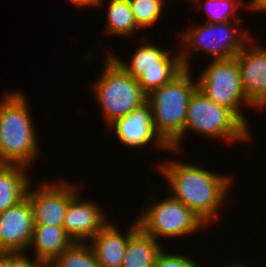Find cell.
Instances as JSON below:
<instances>
[{
  "label": "cell",
  "mask_w": 266,
  "mask_h": 267,
  "mask_svg": "<svg viewBox=\"0 0 266 267\" xmlns=\"http://www.w3.org/2000/svg\"><path fill=\"white\" fill-rule=\"evenodd\" d=\"M158 167L169 182L167 195L190 208L206 225L219 220L218 212L232 185L229 176L175 160L165 161Z\"/></svg>",
  "instance_id": "cell-1"
},
{
  "label": "cell",
  "mask_w": 266,
  "mask_h": 267,
  "mask_svg": "<svg viewBox=\"0 0 266 267\" xmlns=\"http://www.w3.org/2000/svg\"><path fill=\"white\" fill-rule=\"evenodd\" d=\"M27 101L17 91L7 93L0 101V164L30 168L38 157L39 140Z\"/></svg>",
  "instance_id": "cell-2"
},
{
  "label": "cell",
  "mask_w": 266,
  "mask_h": 267,
  "mask_svg": "<svg viewBox=\"0 0 266 267\" xmlns=\"http://www.w3.org/2000/svg\"><path fill=\"white\" fill-rule=\"evenodd\" d=\"M190 72L185 69L173 81L147 95L156 134L170 148L169 151L181 149L188 103L198 88Z\"/></svg>",
  "instance_id": "cell-3"
},
{
  "label": "cell",
  "mask_w": 266,
  "mask_h": 267,
  "mask_svg": "<svg viewBox=\"0 0 266 267\" xmlns=\"http://www.w3.org/2000/svg\"><path fill=\"white\" fill-rule=\"evenodd\" d=\"M105 61L102 74L91 87L101 106L106 125H109L146 102L147 95L138 81L110 54Z\"/></svg>",
  "instance_id": "cell-4"
},
{
  "label": "cell",
  "mask_w": 266,
  "mask_h": 267,
  "mask_svg": "<svg viewBox=\"0 0 266 267\" xmlns=\"http://www.w3.org/2000/svg\"><path fill=\"white\" fill-rule=\"evenodd\" d=\"M249 128L231 109L209 99L200 89L190 97L183 136L190 132L207 138L234 141H248Z\"/></svg>",
  "instance_id": "cell-5"
},
{
  "label": "cell",
  "mask_w": 266,
  "mask_h": 267,
  "mask_svg": "<svg viewBox=\"0 0 266 267\" xmlns=\"http://www.w3.org/2000/svg\"><path fill=\"white\" fill-rule=\"evenodd\" d=\"M205 23V25H197V27L194 25V29L190 28L189 32L186 30L185 35L182 34L180 40L182 43L180 42V44L183 48L180 47L179 51L185 69L190 67L188 52L190 48L195 52L204 49L206 54L214 56L213 60H226L234 58L250 41L248 30L236 29L239 27L238 24L241 25L243 21H236L235 25L231 21Z\"/></svg>",
  "instance_id": "cell-6"
},
{
  "label": "cell",
  "mask_w": 266,
  "mask_h": 267,
  "mask_svg": "<svg viewBox=\"0 0 266 267\" xmlns=\"http://www.w3.org/2000/svg\"><path fill=\"white\" fill-rule=\"evenodd\" d=\"M135 51L128 64L118 56L110 55L138 81L146 95L170 83L185 70L179 51L170 57L167 51L148 42Z\"/></svg>",
  "instance_id": "cell-7"
},
{
  "label": "cell",
  "mask_w": 266,
  "mask_h": 267,
  "mask_svg": "<svg viewBox=\"0 0 266 267\" xmlns=\"http://www.w3.org/2000/svg\"><path fill=\"white\" fill-rule=\"evenodd\" d=\"M198 89L215 103L231 109L248 127V121L241 106L252 105L242 88V80L237 59L213 60L199 75ZM244 103V104H243ZM243 104V105H242Z\"/></svg>",
  "instance_id": "cell-8"
},
{
  "label": "cell",
  "mask_w": 266,
  "mask_h": 267,
  "mask_svg": "<svg viewBox=\"0 0 266 267\" xmlns=\"http://www.w3.org/2000/svg\"><path fill=\"white\" fill-rule=\"evenodd\" d=\"M158 202H152L137 219L139 227L156 241L160 237H181L206 225L190 208L171 195Z\"/></svg>",
  "instance_id": "cell-9"
},
{
  "label": "cell",
  "mask_w": 266,
  "mask_h": 267,
  "mask_svg": "<svg viewBox=\"0 0 266 267\" xmlns=\"http://www.w3.org/2000/svg\"><path fill=\"white\" fill-rule=\"evenodd\" d=\"M56 184L41 183L39 190H32L29 185L26 196L32 206L34 225L63 226L68 204L80 188L61 181Z\"/></svg>",
  "instance_id": "cell-10"
},
{
  "label": "cell",
  "mask_w": 266,
  "mask_h": 267,
  "mask_svg": "<svg viewBox=\"0 0 266 267\" xmlns=\"http://www.w3.org/2000/svg\"><path fill=\"white\" fill-rule=\"evenodd\" d=\"M33 228V210L26 196L16 205L0 212V250L27 253Z\"/></svg>",
  "instance_id": "cell-11"
},
{
  "label": "cell",
  "mask_w": 266,
  "mask_h": 267,
  "mask_svg": "<svg viewBox=\"0 0 266 267\" xmlns=\"http://www.w3.org/2000/svg\"><path fill=\"white\" fill-rule=\"evenodd\" d=\"M108 126L114 129L120 144L125 147L141 148L145 145L148 146L152 141L158 148L170 149L156 134L151 105L148 101L135 108L128 115L115 119Z\"/></svg>",
  "instance_id": "cell-12"
},
{
  "label": "cell",
  "mask_w": 266,
  "mask_h": 267,
  "mask_svg": "<svg viewBox=\"0 0 266 267\" xmlns=\"http://www.w3.org/2000/svg\"><path fill=\"white\" fill-rule=\"evenodd\" d=\"M251 44L247 42L235 58L247 100L253 107L262 109L266 107V48L253 40ZM247 45L250 48L247 49Z\"/></svg>",
  "instance_id": "cell-13"
},
{
  "label": "cell",
  "mask_w": 266,
  "mask_h": 267,
  "mask_svg": "<svg viewBox=\"0 0 266 267\" xmlns=\"http://www.w3.org/2000/svg\"><path fill=\"white\" fill-rule=\"evenodd\" d=\"M81 199L77 193L70 200L63 227L74 242H89L108 221L97 203Z\"/></svg>",
  "instance_id": "cell-14"
},
{
  "label": "cell",
  "mask_w": 266,
  "mask_h": 267,
  "mask_svg": "<svg viewBox=\"0 0 266 267\" xmlns=\"http://www.w3.org/2000/svg\"><path fill=\"white\" fill-rule=\"evenodd\" d=\"M139 228L135 219L126 234L120 232L117 226L108 222L91 240L89 244L94 250L101 267H121L129 237ZM93 242V243H92Z\"/></svg>",
  "instance_id": "cell-15"
},
{
  "label": "cell",
  "mask_w": 266,
  "mask_h": 267,
  "mask_svg": "<svg viewBox=\"0 0 266 267\" xmlns=\"http://www.w3.org/2000/svg\"><path fill=\"white\" fill-rule=\"evenodd\" d=\"M73 243L63 226L34 225L29 249L35 248L36 260L50 264Z\"/></svg>",
  "instance_id": "cell-16"
},
{
  "label": "cell",
  "mask_w": 266,
  "mask_h": 267,
  "mask_svg": "<svg viewBox=\"0 0 266 267\" xmlns=\"http://www.w3.org/2000/svg\"><path fill=\"white\" fill-rule=\"evenodd\" d=\"M27 167L0 164V212L19 203L26 197L30 177Z\"/></svg>",
  "instance_id": "cell-17"
},
{
  "label": "cell",
  "mask_w": 266,
  "mask_h": 267,
  "mask_svg": "<svg viewBox=\"0 0 266 267\" xmlns=\"http://www.w3.org/2000/svg\"><path fill=\"white\" fill-rule=\"evenodd\" d=\"M159 243L139 227L129 237L121 267H154L158 254L163 250Z\"/></svg>",
  "instance_id": "cell-18"
},
{
  "label": "cell",
  "mask_w": 266,
  "mask_h": 267,
  "mask_svg": "<svg viewBox=\"0 0 266 267\" xmlns=\"http://www.w3.org/2000/svg\"><path fill=\"white\" fill-rule=\"evenodd\" d=\"M107 7L106 33L123 37L131 36L140 29L135 22L128 0H110Z\"/></svg>",
  "instance_id": "cell-19"
},
{
  "label": "cell",
  "mask_w": 266,
  "mask_h": 267,
  "mask_svg": "<svg viewBox=\"0 0 266 267\" xmlns=\"http://www.w3.org/2000/svg\"><path fill=\"white\" fill-rule=\"evenodd\" d=\"M49 267H101V265L98 263L91 244L74 242L57 256Z\"/></svg>",
  "instance_id": "cell-20"
},
{
  "label": "cell",
  "mask_w": 266,
  "mask_h": 267,
  "mask_svg": "<svg viewBox=\"0 0 266 267\" xmlns=\"http://www.w3.org/2000/svg\"><path fill=\"white\" fill-rule=\"evenodd\" d=\"M137 26L147 28L160 19L164 0H128Z\"/></svg>",
  "instance_id": "cell-21"
},
{
  "label": "cell",
  "mask_w": 266,
  "mask_h": 267,
  "mask_svg": "<svg viewBox=\"0 0 266 267\" xmlns=\"http://www.w3.org/2000/svg\"><path fill=\"white\" fill-rule=\"evenodd\" d=\"M191 1H193L195 5L197 3L198 4L205 3L204 6L207 8L206 13L208 14L207 16L209 18L206 22L208 23H224L228 21L236 23V21H243L241 17L237 16L236 12L238 9V6L236 5L242 3L240 1L237 3H235L234 0H205V2H203L202 0H191ZM219 8L221 9L219 10ZM231 18L234 19L232 20Z\"/></svg>",
  "instance_id": "cell-22"
},
{
  "label": "cell",
  "mask_w": 266,
  "mask_h": 267,
  "mask_svg": "<svg viewBox=\"0 0 266 267\" xmlns=\"http://www.w3.org/2000/svg\"><path fill=\"white\" fill-rule=\"evenodd\" d=\"M163 250L158 254L154 267H199V263L180 254H170Z\"/></svg>",
  "instance_id": "cell-23"
},
{
  "label": "cell",
  "mask_w": 266,
  "mask_h": 267,
  "mask_svg": "<svg viewBox=\"0 0 266 267\" xmlns=\"http://www.w3.org/2000/svg\"><path fill=\"white\" fill-rule=\"evenodd\" d=\"M24 252H7L6 251V264L5 267H49V264L43 261L30 260ZM35 260V261H34Z\"/></svg>",
  "instance_id": "cell-24"
},
{
  "label": "cell",
  "mask_w": 266,
  "mask_h": 267,
  "mask_svg": "<svg viewBox=\"0 0 266 267\" xmlns=\"http://www.w3.org/2000/svg\"><path fill=\"white\" fill-rule=\"evenodd\" d=\"M248 4H246L245 7L247 11L250 9V11H266V0H250L247 2Z\"/></svg>",
  "instance_id": "cell-25"
},
{
  "label": "cell",
  "mask_w": 266,
  "mask_h": 267,
  "mask_svg": "<svg viewBox=\"0 0 266 267\" xmlns=\"http://www.w3.org/2000/svg\"><path fill=\"white\" fill-rule=\"evenodd\" d=\"M70 3H73L74 5L78 7H100L101 4L104 2L103 0H69Z\"/></svg>",
  "instance_id": "cell-26"
},
{
  "label": "cell",
  "mask_w": 266,
  "mask_h": 267,
  "mask_svg": "<svg viewBox=\"0 0 266 267\" xmlns=\"http://www.w3.org/2000/svg\"><path fill=\"white\" fill-rule=\"evenodd\" d=\"M6 264V251L0 250V267H5Z\"/></svg>",
  "instance_id": "cell-27"
},
{
  "label": "cell",
  "mask_w": 266,
  "mask_h": 267,
  "mask_svg": "<svg viewBox=\"0 0 266 267\" xmlns=\"http://www.w3.org/2000/svg\"><path fill=\"white\" fill-rule=\"evenodd\" d=\"M224 267H247L245 264L243 265L242 263H235V264H230Z\"/></svg>",
  "instance_id": "cell-28"
}]
</instances>
